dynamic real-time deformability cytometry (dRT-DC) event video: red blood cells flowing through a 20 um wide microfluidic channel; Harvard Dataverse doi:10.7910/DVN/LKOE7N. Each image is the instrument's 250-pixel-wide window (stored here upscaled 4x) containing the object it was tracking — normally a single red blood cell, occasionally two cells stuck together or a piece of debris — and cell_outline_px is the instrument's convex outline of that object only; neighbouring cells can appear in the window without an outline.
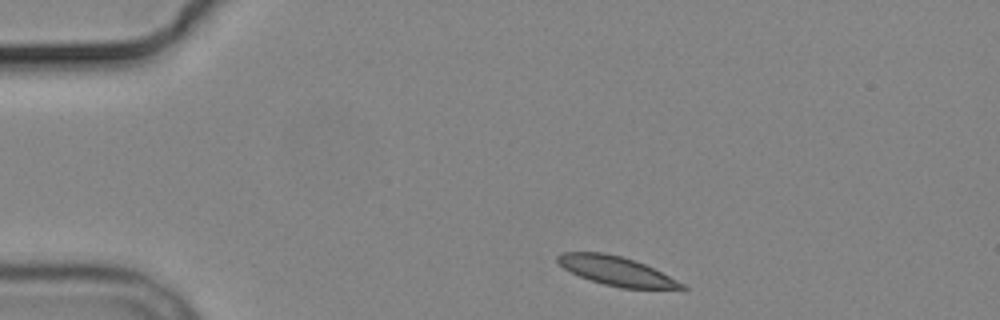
{"species": "common noctule bat (a hibernating species)", "species_latin": "Nyctalus noctula", "temperature_condition": "cold", "stored_images_in_passage": 6, "camera_frame_rate_fps": 3000, "um_per_image_px": 0.085, "animal": {"sex": "male", "body_mass_g": 19.2, "forearm_length_mm": 51.8}, "frame": {"image": 1, "passage_image": 1, "time_ms": 0.0, "image_size_px": [1000, 320], "cell_outline_px": [[688, 288], [684, 292], [620, 288], [604, 284], [580, 276], [564, 268], [556, 260], [556, 256], [560, 252], [604, 252], [636, 260], [684, 284]], "centroid_in_image_um": [52.51, 23.08], "position_along_channel_um": 32.5, "area_um2": 21.56}}
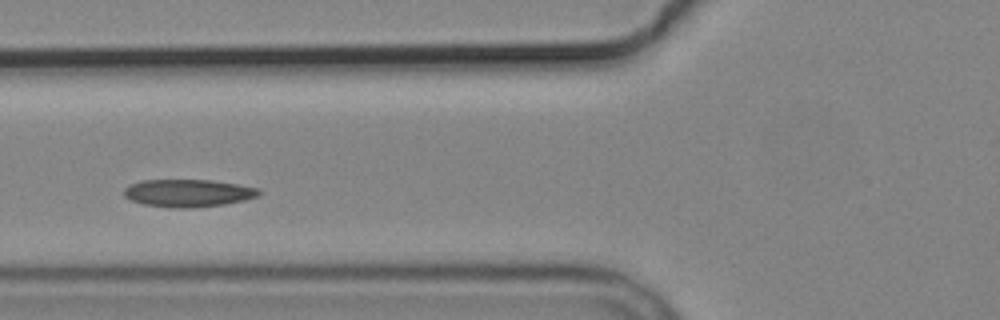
{"frame": {"image": 2, "passage_image": 4, "time_ms": 3.667, "image_size_px": [1000, 320], "cell_outline_px": [[260, 196], [244, 200], [224, 204], [192, 208], [172, 208], [144, 204], [132, 200], [124, 196], [124, 188], [128, 184], [140, 180], [212, 180], [236, 184], [256, 188], [260, 192]], "centroid_in_image_um": [15.95, 16.41], "position_along_channel_um": 109.8, "area_um2": 21.68}}
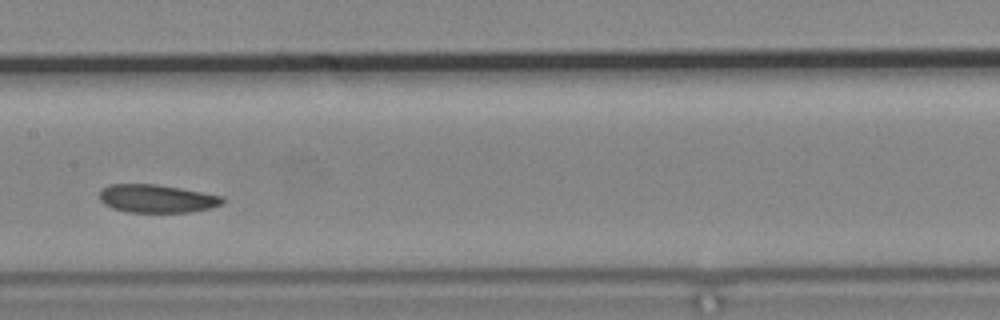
{"frame": {"image": 3, "passage_image": 6, "time_ms": 6.0, "image_size_px": [1000, 320], "cell_outline_px": [[224, 200], [220, 204], [212, 208], [188, 212], [128, 212], [112, 208], [104, 204], [100, 200], [100, 188], [108, 184], [156, 184], [204, 192], [224, 196]], "centroid_in_image_um": [13.31, 16.87], "position_along_channel_um": 194.1, "area_um2": 20.29}}